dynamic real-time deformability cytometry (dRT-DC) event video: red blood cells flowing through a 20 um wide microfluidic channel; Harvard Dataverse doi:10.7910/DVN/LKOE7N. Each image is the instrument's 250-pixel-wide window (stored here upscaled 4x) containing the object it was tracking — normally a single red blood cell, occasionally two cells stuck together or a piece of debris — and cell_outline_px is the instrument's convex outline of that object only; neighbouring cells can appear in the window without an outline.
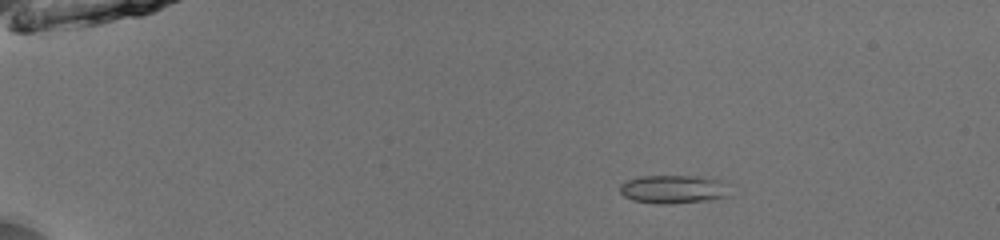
{"species": "common noctule bat (a hibernating species)", "species_latin": "Nyctalus noctula", "temperature_condition": "room temperature", "stored_images_in_passage": 50, "camera_frame_rate_fps": 3000, "um_per_image_px": 0.085, "animal": {"sex": "male", "body_mass_g": 13.0, "forearm_length_mm": 53.1}, "frame": {"image": 1, "passage_image": 8, "time_ms": 2.333, "image_size_px": [1000, 240], "cell_outline_px": [[728, 196], [712, 200], [668, 204], [660, 204], [632, 200], [624, 196], [620, 192], [620, 184], [624, 180], [640, 176], [696, 176], [720, 180]], "centroid_in_image_um": [57.14, 16.09], "position_along_channel_um": 27.9, "area_um2": 18.03}}
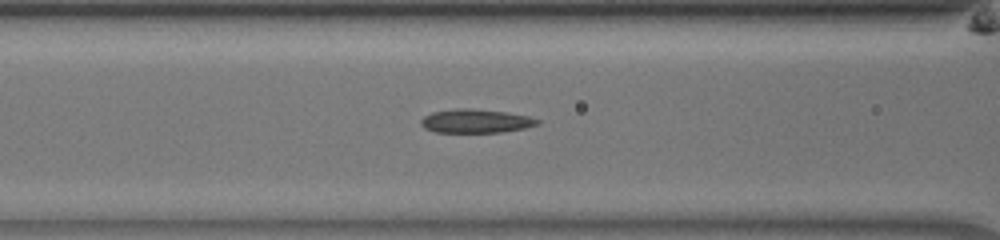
{"frame": {"image": 2, "passage_image": 22, "time_ms": 7.0, "image_size_px": [1000, 240], "cell_outline_px": [[540, 124], [524, 128], [500, 132], [436, 132], [424, 128], [420, 124], [420, 120], [424, 116], [432, 112], [456, 108], [468, 108], [508, 112], [528, 116], [540, 120]], "centroid_in_image_um": [40.43, 10.28], "position_along_channel_um": 126.2, "area_um2": 16.13}}
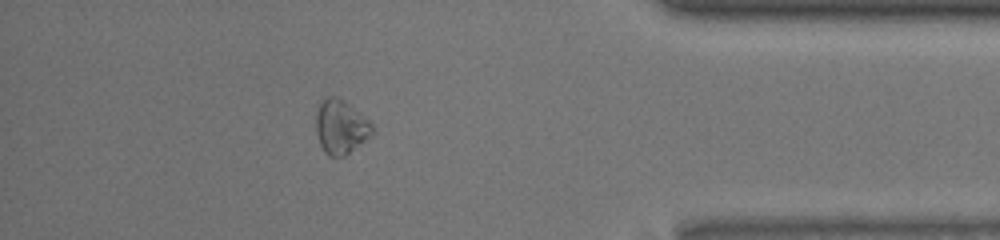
{"frame": {"image": 3, "passage_image": 45, "time_ms": 14.667, "image_size_px": [1000, 240], "cell_outline_px": [[372, 132], [364, 140], [344, 156], [328, 156], [324, 152], [320, 144], [316, 132], [316, 112], [324, 96], [336, 96], [348, 104], [368, 120], [372, 124]], "centroid_in_image_um": [28.91, 10.77], "position_along_channel_um": 406.3, "area_um2": 17.28}, "authors_computed_cell_mechanics": {"area_um2": 16.3285, "velocity_mm_per_s": 3.9845, "shape_relaxation_time_tau1_ms": null, "shape_relaxation_time_tau2_ms": 7.4671, "deformation_change_tau1": null, "deformation_change_tau2": 0.1177}}